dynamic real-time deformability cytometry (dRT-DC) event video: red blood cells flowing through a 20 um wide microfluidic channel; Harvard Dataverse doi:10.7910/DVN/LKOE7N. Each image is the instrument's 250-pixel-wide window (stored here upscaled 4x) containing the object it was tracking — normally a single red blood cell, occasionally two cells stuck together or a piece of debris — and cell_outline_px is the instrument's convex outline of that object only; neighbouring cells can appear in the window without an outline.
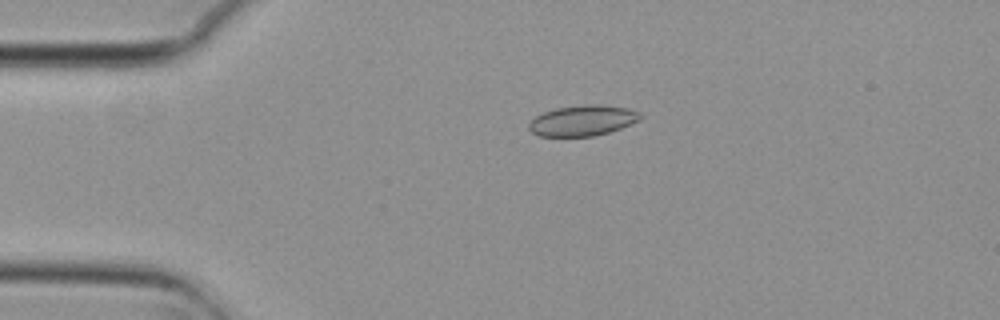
{"species": "common noctule bat (a hibernating species)", "species_latin": "Nyctalus noctula", "temperature_condition": "cold", "stored_images_in_passage": 55, "camera_frame_rate_fps": 3000, "um_per_image_px": 0.085, "animal": {"sex": "female", "body_mass_g": 29.2, "forearm_length_mm": 56.3}, "frame": {"image": 1, "passage_image": 12, "time_ms": 3.667, "image_size_px": [1000, 320], "cell_outline_px": [[644, 116], [640, 120], [620, 128], [608, 132], [592, 136], [540, 136], [532, 132], [528, 128], [528, 124], [536, 116], [544, 112], [556, 108], [584, 104], [604, 104], [628, 108], [640, 112]], "centroid_in_image_um": [49.56, 10.23], "position_along_channel_um": 35.4, "area_um2": 19.94}}
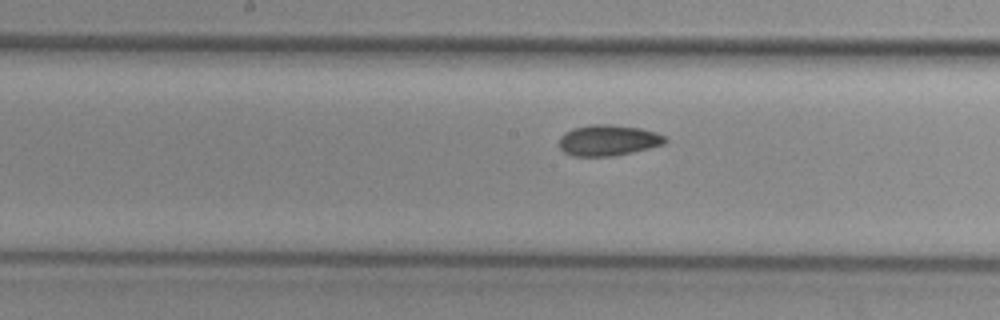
{"frame": {"image": 2, "passage_image": 28, "time_ms": 9.0, "image_size_px": [1000, 320], "cell_outline_px": [[668, 140], [664, 144], [632, 152], [612, 156], [572, 156], [564, 152], [560, 148], [560, 136], [564, 132], [572, 128], [592, 124], [608, 124], [640, 128], [656, 132], [664, 136]], "centroid_in_image_um": [51.68, 11.92], "position_along_channel_um": 196.5, "area_um2": 19.07}}
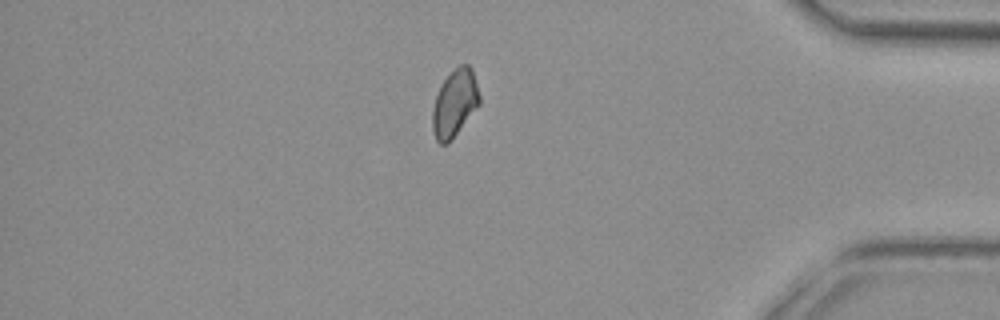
{"frame": {"image": 3, "passage_image": 47, "time_ms": 15.333, "image_size_px": [1000, 320], "cell_outline_px": [[480, 104], [452, 140], [448, 144], [440, 144], [436, 140], [432, 128], [432, 108], [440, 84], [460, 64], [468, 64], [472, 68], [480, 96]], "centroid_in_image_um": [38.65, 8.8], "position_along_channel_um": 396.6, "area_um2": 18.5}, "authors_computed_cell_mechanics": {"area_um2": 18.8428, "velocity_mm_per_s": 3.709, "shape_relaxation_time_tau1_ms": 4.7651, "shape_relaxation_time_tau2_ms": 8.5419, "deformation_change_tau1": 0.0544, "deformation_change_tau2": 0.1039}}